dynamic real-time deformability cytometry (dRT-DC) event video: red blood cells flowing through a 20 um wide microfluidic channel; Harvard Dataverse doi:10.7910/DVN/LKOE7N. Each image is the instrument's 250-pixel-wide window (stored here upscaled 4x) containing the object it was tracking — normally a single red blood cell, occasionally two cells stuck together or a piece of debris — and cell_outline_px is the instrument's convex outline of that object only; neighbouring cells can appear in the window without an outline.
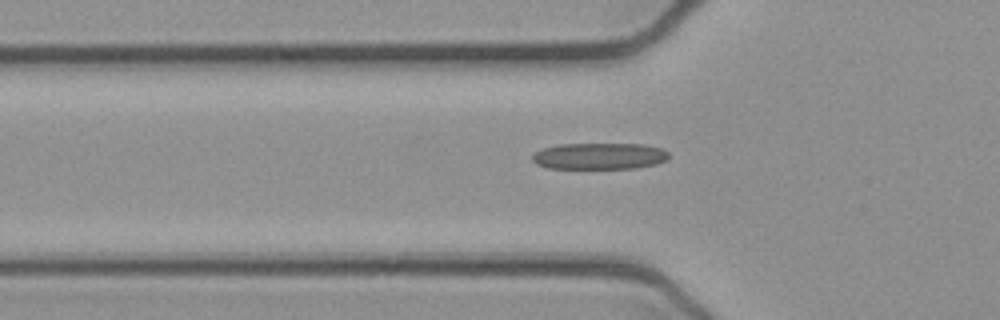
{"species": "common noctule bat (a hibernating species)", "species_latin": "Nyctalus noctula", "temperature_condition": "cold", "stored_images_in_passage": 32, "camera_frame_rate_fps": 3000, "um_per_image_px": 0.085, "animal": {"sex": "female", "body_mass_g": 21.9}, "frame": {"image": 1, "passage_image": 4, "time_ms": 1.0, "image_size_px": [1000, 320], "cell_outline_px": [[668, 160], [656, 164], [636, 168], [548, 168], [536, 164], [532, 160], [532, 156], [536, 152], [544, 148], [560, 144], [644, 144], [660, 148], [668, 152]], "centroid_in_image_um": [50.97, 13.27], "position_along_channel_um": 74.8, "area_um2": 20.98}}
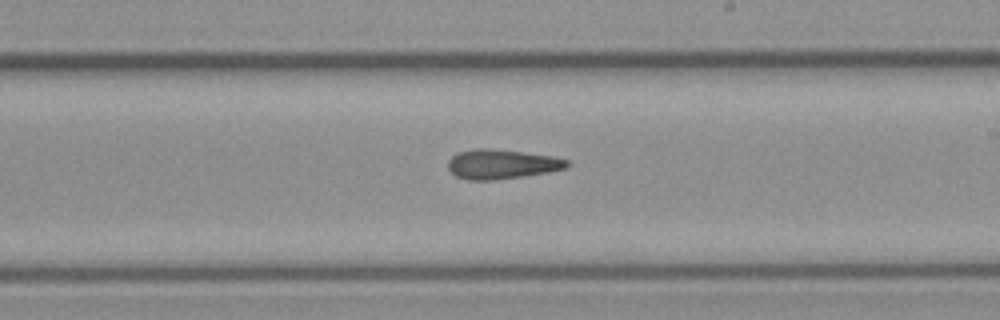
{"frame": {"image": 2, "passage_image": 17, "time_ms": 5.333, "image_size_px": [1000, 320], "cell_outline_px": [[568, 164], [564, 168], [548, 172], [496, 180], [468, 180], [456, 176], [448, 168], [448, 160], [456, 152], [476, 148], [488, 148], [552, 156], [568, 160]], "centroid_in_image_um": [42.58, 13.95], "position_along_channel_um": 246.4, "area_um2": 20.29}}
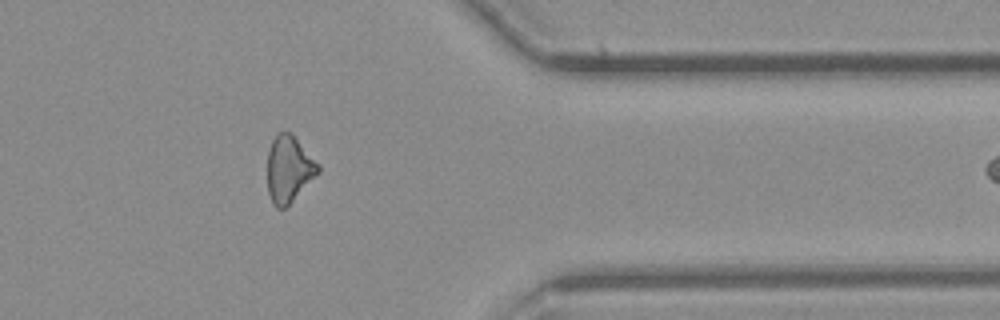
{"frame": {"image": 3, "passage_image": 29, "time_ms": 9.333, "image_size_px": [1000, 320], "cell_outline_px": [[320, 172], [284, 208], [276, 208], [272, 204], [268, 192], [268, 152], [272, 140], [276, 132], [292, 132], [320, 164]], "centroid_in_image_um": [24.56, 14.33], "position_along_channel_um": 386.8, "area_um2": 19.77}}